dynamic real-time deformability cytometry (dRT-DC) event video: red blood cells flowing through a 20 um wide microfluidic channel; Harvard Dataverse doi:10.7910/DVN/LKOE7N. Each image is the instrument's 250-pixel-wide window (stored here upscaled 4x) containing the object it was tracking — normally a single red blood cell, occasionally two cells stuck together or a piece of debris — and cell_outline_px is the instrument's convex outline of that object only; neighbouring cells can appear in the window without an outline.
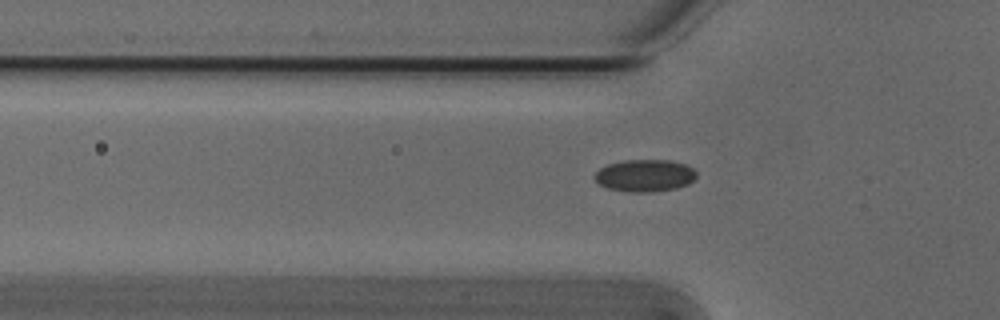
{"species": "Egyptian fruit bat (a non-hibernating species)", "species_latin": "Rousettus aegyptiacus", "temperature_condition": "cold", "stored_images_in_passage": 38, "camera_frame_rate_fps": 3000, "um_per_image_px": 0.085, "animal": {"sex": "male"}, "frame": {"image": 1, "passage_image": 4, "time_ms": 1.0, "image_size_px": [1000, 320], "cell_outline_px": [[696, 176], [688, 184], [676, 188], [652, 192], [628, 192], [608, 188], [600, 184], [592, 176], [600, 168], [608, 164], [624, 160], [668, 160], [684, 164], [692, 168], [696, 172]], "centroid_in_image_um": [54.79, 14.92], "position_along_channel_um": 71.0, "area_um2": 19.02}}
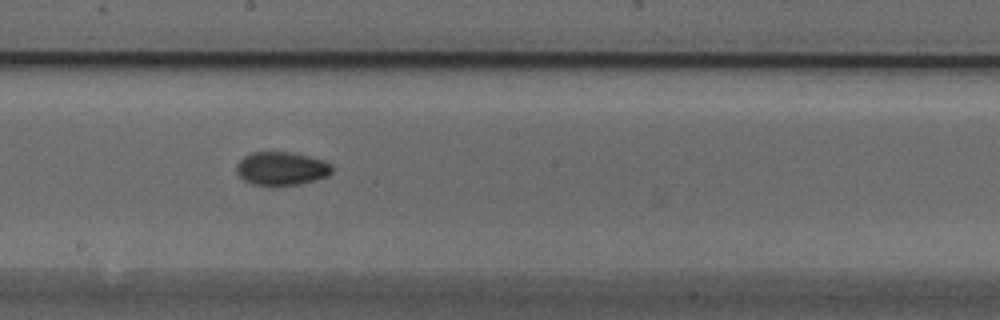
{"frame": {"image": 2, "passage_image": 16, "time_ms": 5.0, "image_size_px": [1000, 320], "cell_outline_px": [[332, 172], [328, 176], [300, 184], [252, 184], [244, 180], [236, 172], [236, 164], [244, 156], [252, 152], [292, 152], [308, 156], [320, 160], [328, 164], [332, 168]], "centroid_in_image_um": [23.89, 14.31], "position_along_channel_um": 224.3, "area_um2": 18.21}}
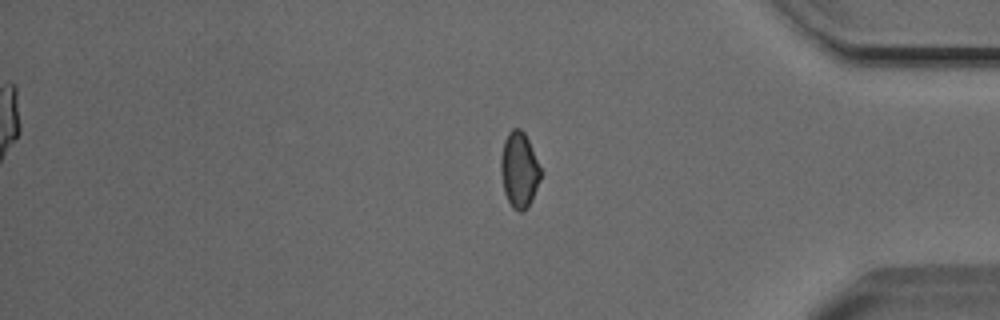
{"frame": {"image": 3, "passage_image": 31, "time_ms": 10.0, "image_size_px": [1000, 320], "cell_outline_px": [[544, 172], [532, 200], [528, 208], [524, 212], [520, 212], [512, 208], [504, 192], [500, 172], [500, 160], [504, 140], [508, 132], [512, 128], [520, 128], [524, 132]], "centroid_in_image_um": [44.15, 14.46], "position_along_channel_um": 391.0, "area_um2": 18.03}}